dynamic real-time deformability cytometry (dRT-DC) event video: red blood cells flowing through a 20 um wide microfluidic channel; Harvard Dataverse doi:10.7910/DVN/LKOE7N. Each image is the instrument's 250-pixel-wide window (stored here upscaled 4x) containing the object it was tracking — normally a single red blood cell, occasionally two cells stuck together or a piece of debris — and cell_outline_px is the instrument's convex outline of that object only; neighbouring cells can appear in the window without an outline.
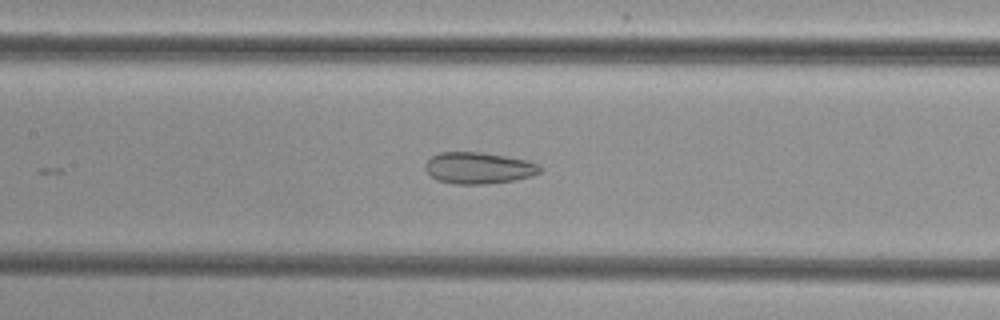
{"species": "common noctule bat (a hibernating species)", "species_latin": "Nyctalus noctula", "temperature_condition": "cold", "stored_images_in_passage": 13, "camera_frame_rate_fps": 3000, "um_per_image_px": 0.085, "animal": {"sex": "female", "body_mass_g": 29.2, "forearm_length_mm": 56.3}, "frame": {"image": 1, "passage_image": 9, "time_ms": 2.667, "image_size_px": [1000, 320], "cell_outline_px": [[540, 172], [532, 176], [512, 180], [484, 184], [456, 184], [436, 180], [424, 168], [424, 164], [432, 156], [440, 152], [480, 152], [528, 160], [540, 164]], "centroid_in_image_um": [40.67, 14.27], "position_along_channel_um": 166.7, "area_um2": 20.98}}